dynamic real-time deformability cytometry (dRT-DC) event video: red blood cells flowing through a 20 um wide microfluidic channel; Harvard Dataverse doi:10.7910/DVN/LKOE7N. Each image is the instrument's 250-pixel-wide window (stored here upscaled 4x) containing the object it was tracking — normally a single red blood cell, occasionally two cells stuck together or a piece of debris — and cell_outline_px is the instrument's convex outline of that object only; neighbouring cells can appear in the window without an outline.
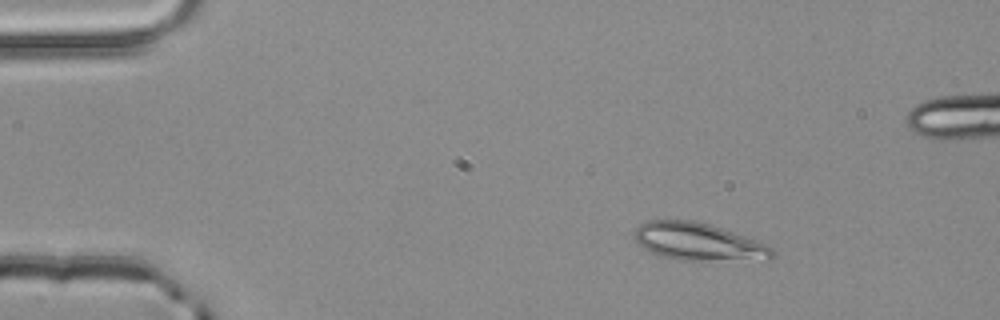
{"species": "common noctule bat (a hibernating species)", "species_latin": "Nyctalus noctula", "temperature_condition": "room temperature", "stored_images_in_passage": 3, "camera_frame_rate_fps": 3000, "um_per_image_px": 0.085, "animal": {"sex": "male", "body_mass_g": 20.4}, "frame": {"image": 1, "passage_image": 1, "time_ms": 0.0, "image_size_px": [1000, 320], "cell_outline_px": [[776, 256], [772, 260], [680, 260], [660, 256], [636, 244], [636, 228], [640, 224], [648, 220], [692, 220], [724, 228], [748, 236], [768, 244], [776, 252]], "centroid_in_image_um": [59.45, 20.56], "position_along_channel_um": 25.5, "area_um2": 30.58}}